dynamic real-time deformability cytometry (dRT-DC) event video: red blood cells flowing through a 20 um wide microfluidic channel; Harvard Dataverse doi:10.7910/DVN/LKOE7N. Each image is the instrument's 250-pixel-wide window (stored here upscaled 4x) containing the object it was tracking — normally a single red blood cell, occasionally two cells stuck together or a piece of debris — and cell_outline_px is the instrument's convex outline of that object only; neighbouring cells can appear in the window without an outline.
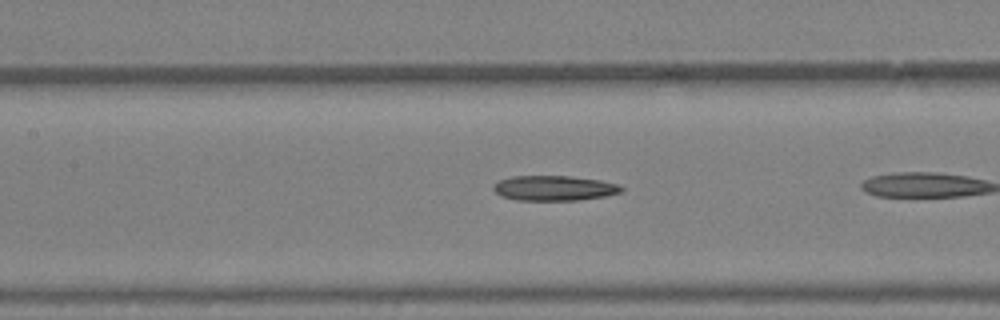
{"species": "Egyptian fruit bat (a non-hibernating species)", "species_latin": "Rousettus aegyptiacus", "temperature_condition": "warm", "stored_images_in_passage": 12, "camera_frame_rate_fps": 3000, "um_per_image_px": 0.085, "animal": {"sex": "female"}, "frame": {"image": 1, "passage_image": 9, "time_ms": 2.667, "image_size_px": [1000, 320], "cell_outline_px": [[624, 188], [620, 192], [604, 196], [580, 200], [516, 200], [504, 196], [496, 192], [492, 188], [492, 184], [500, 180], [512, 176], [568, 176], [600, 180], [620, 184]], "centroid_in_image_um": [47.11, 15.98], "position_along_channel_um": 160.3, "area_um2": 18.61}}